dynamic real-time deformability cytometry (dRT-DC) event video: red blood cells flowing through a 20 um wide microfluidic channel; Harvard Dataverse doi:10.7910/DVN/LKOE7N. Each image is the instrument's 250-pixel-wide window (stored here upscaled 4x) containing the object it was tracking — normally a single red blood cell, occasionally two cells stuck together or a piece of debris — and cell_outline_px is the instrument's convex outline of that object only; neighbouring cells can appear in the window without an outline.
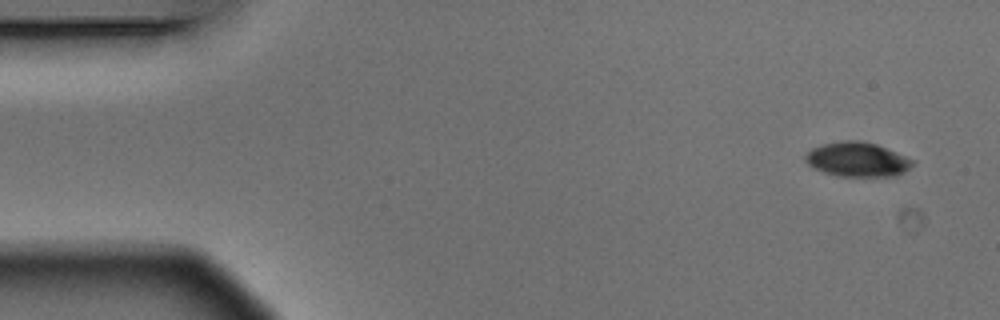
{"species": "Egyptian fruit bat (a non-hibernating species)", "species_latin": "Rousettus aegyptiacus", "temperature_condition": "warm", "stored_images_in_passage": 4, "camera_frame_rate_fps": 3000, "um_per_image_px": 0.085, "animal": {"sex": "male"}, "frame": {"image": 1, "passage_image": 1, "time_ms": 0.0, "image_size_px": [1000, 320], "cell_outline_px": [[916, 160], [904, 172], [896, 176], [840, 176], [824, 172], [812, 168], [804, 160], [804, 156], [812, 148], [820, 144], [840, 140], [860, 140], [876, 144]], "centroid_in_image_um": [72.85, 13.54], "position_along_channel_um": 12.2, "area_um2": 21.68}}
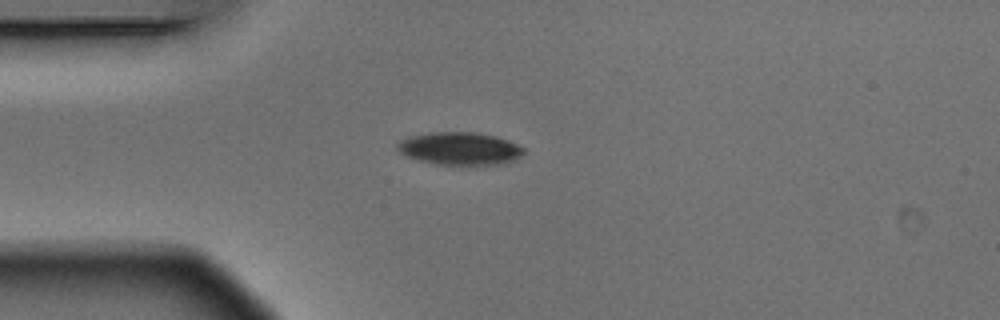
{"frame": {"image": 2, "passage_image": 4, "time_ms": 1.0, "image_size_px": [1000, 320], "cell_outline_px": [[524, 152], [516, 160], [500, 164], [436, 164], [404, 156], [396, 148], [396, 144], [400, 140], [408, 136], [432, 132], [476, 132], [496, 136], [508, 140], [524, 148]], "centroid_in_image_um": [39.06, 12.61], "position_along_channel_um": 45.9, "area_um2": 24.1}}